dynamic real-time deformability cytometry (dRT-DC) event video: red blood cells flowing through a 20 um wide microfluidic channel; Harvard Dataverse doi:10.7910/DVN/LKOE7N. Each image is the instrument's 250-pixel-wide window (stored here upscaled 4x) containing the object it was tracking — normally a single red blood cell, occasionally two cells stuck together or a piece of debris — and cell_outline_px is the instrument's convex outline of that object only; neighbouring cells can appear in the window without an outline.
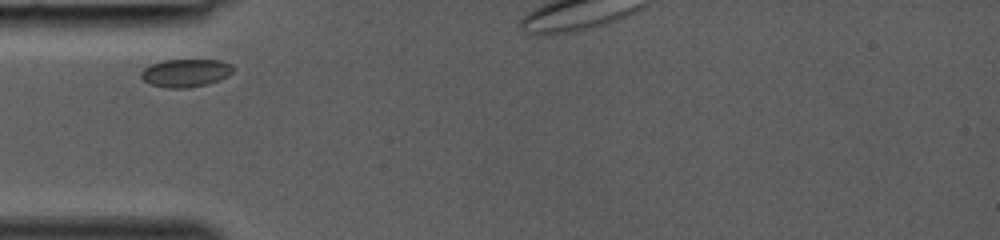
{"species": "common noctule bat (a hibernating species)", "species_latin": "Nyctalus noctula", "temperature_condition": "room temperature", "stored_images_in_passage": 9, "camera_frame_rate_fps": 3000, "um_per_image_px": 0.085, "animal": {"sex": "female", "body_mass_g": 19.0, "forearm_length_mm": 53.3}, "frame": {"image": 1, "passage_image": 2, "time_ms": 0.333, "image_size_px": [1000, 240], "cell_outline_px": [[232, 72], [228, 76], [220, 80], [208, 84], [188, 88], [164, 88], [152, 84], [144, 80], [140, 76], [140, 72], [148, 64], [164, 60], [220, 60], [232, 64]], "centroid_in_image_um": [15.77, 6.2], "position_along_channel_um": 69.2, "area_um2": 15.14}}
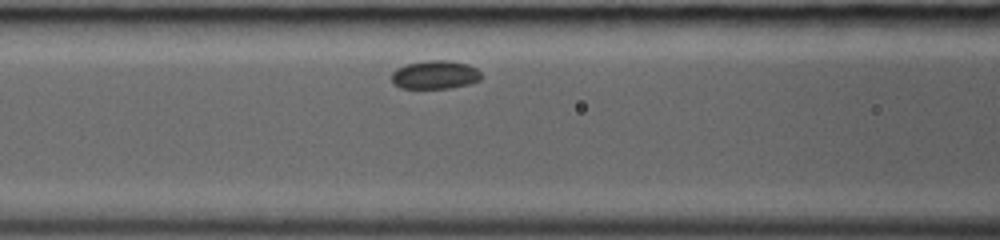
{"frame": {"image": 2, "passage_image": 6, "time_ms": 1.667, "image_size_px": [1000, 240], "cell_outline_px": [[484, 76], [480, 80], [468, 84], [448, 88], [400, 88], [392, 84], [392, 72], [396, 68], [404, 64], [428, 60], [452, 60], [468, 64], [476, 68]], "centroid_in_image_um": [36.97, 6.34], "position_along_channel_um": 129.6, "area_um2": 15.14}}
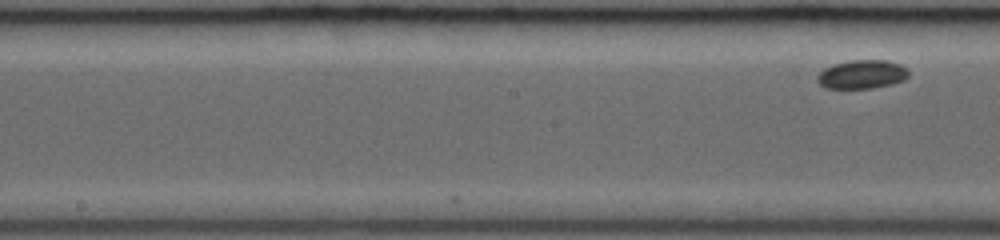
{"frame": {"image": 3, "passage_image": 9, "time_ms": 2.667, "image_size_px": [1000, 240], "cell_outline_px": [[908, 76], [904, 80], [892, 84], [872, 88], [824, 88], [816, 80], [816, 76], [824, 68], [832, 64], [848, 60], [888, 60], [900, 64], [908, 68]], "centroid_in_image_um": [73.26, 6.31], "position_along_channel_um": 174.9, "area_um2": 15.49}}